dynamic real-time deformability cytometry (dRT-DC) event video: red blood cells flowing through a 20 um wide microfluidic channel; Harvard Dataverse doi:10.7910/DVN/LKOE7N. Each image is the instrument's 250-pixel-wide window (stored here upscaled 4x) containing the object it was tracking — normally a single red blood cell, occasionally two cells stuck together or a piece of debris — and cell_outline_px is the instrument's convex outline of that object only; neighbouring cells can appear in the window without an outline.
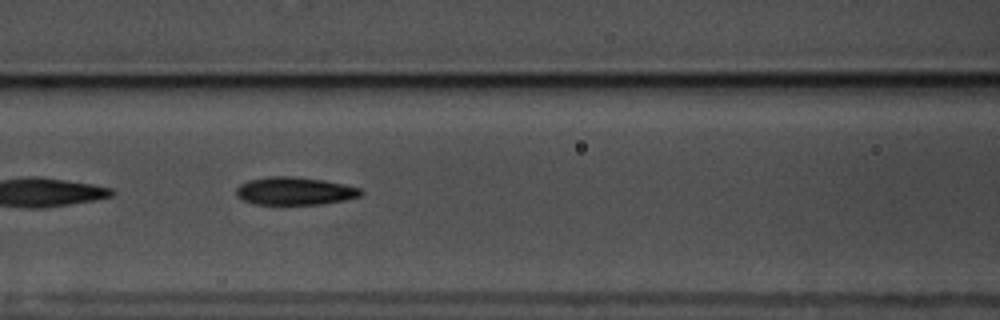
{"species": "common noctule bat (a hibernating species)", "species_latin": "Nyctalus noctula", "temperature_condition": "warm", "stored_images_in_passage": 40, "camera_frame_rate_fps": 3000, "um_per_image_px": 0.085, "animal": {"sex": "male", "body_mass_g": 17.5, "forearm_length_mm": 52.3}, "frame": {"image": 1, "passage_image": 7, "time_ms": 2.0, "image_size_px": [1000, 320], "cell_outline_px": [[364, 192], [360, 196], [344, 200], [320, 204], [256, 204], [244, 200], [236, 196], [236, 188], [240, 184], [248, 180], [268, 176], [292, 176], [324, 180], [344, 184], [360, 188]], "centroid_in_image_um": [25.04, 16.23], "position_along_channel_um": 141.6, "area_um2": 20.23}}
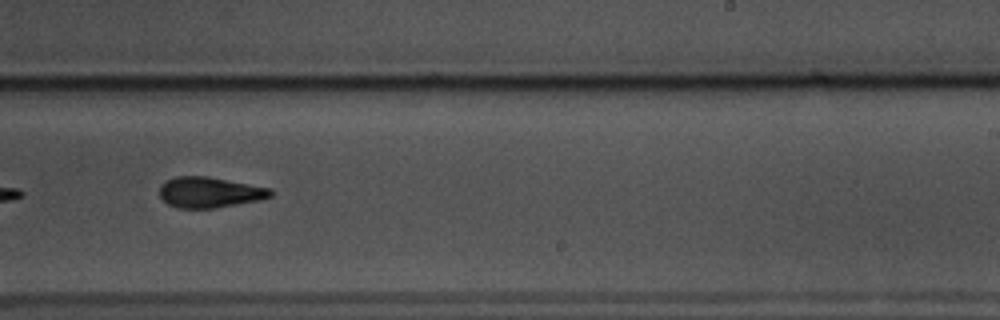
{"frame": {"image": 2, "passage_image": 18, "time_ms": 5.667, "image_size_px": [1000, 320], "cell_outline_px": [[272, 196], [260, 200], [216, 208], [176, 208], [168, 204], [160, 196], [160, 184], [176, 176], [204, 176], [272, 188]], "centroid_in_image_um": [17.82, 16.35], "position_along_channel_um": 271.2, "area_um2": 19.77}, "authors_computed_cell_mechanics": {"area_um2": 19.8254, "velocity_mm_per_s": 3.5504, "shape_relaxation_time_tau1_ms": 2.3033, "shape_relaxation_time_tau2_ms": 2.882, "deformation_change_tau1": 0.1293, "deformation_change_tau2": 0.1144}}